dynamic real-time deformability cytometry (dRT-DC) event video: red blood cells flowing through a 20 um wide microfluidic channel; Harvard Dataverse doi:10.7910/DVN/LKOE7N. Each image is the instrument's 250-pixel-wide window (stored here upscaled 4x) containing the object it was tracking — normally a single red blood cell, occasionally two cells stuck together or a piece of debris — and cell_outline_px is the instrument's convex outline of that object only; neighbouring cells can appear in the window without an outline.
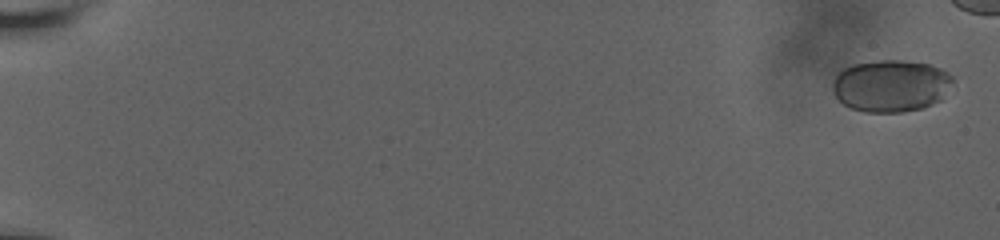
{"species": "human", "species_latin": "Homo sapiens", "temperature_condition": "room temperature", "stored_images_in_passage": 54, "camera_frame_rate_fps": 3000, "um_per_image_px": 0.085, "donor": {"sex": "male"}, "frame": {"image": 1, "passage_image": 2, "time_ms": 0.333, "image_size_px": [1000, 240], "cell_outline_px": [[952, 80], [940, 100], [920, 108], [900, 112], [864, 112], [852, 108], [844, 104], [836, 96], [832, 88], [832, 84], [836, 76], [844, 68], [852, 64], [876, 60], [900, 60], [928, 64], [940, 68], [948, 72], [952, 76]], "centroid_in_image_um": [75.69, 7.28], "position_along_channel_um": 9.3, "area_um2": 36.07}}
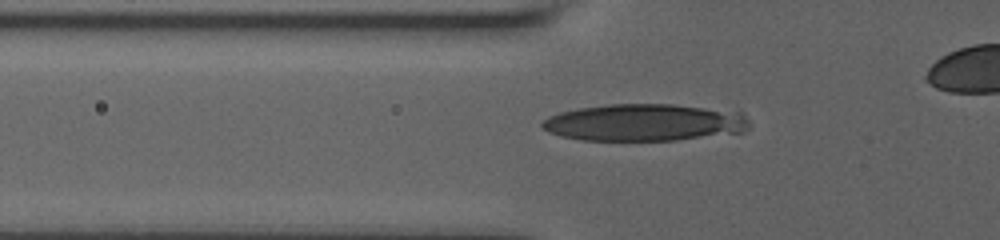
{"frame": {"image": 2, "passage_image": 24, "time_ms": 7.667, "image_size_px": [1000, 240], "cell_outline_px": [[752, 124], [744, 132], [676, 140], [580, 140], [560, 136], [548, 132], [540, 124], [548, 116], [560, 112], [580, 108], [608, 104], [672, 104], [744, 112]], "centroid_in_image_um": [54.82, 10.41], "position_along_channel_um": 71.0, "area_um2": 45.03}}